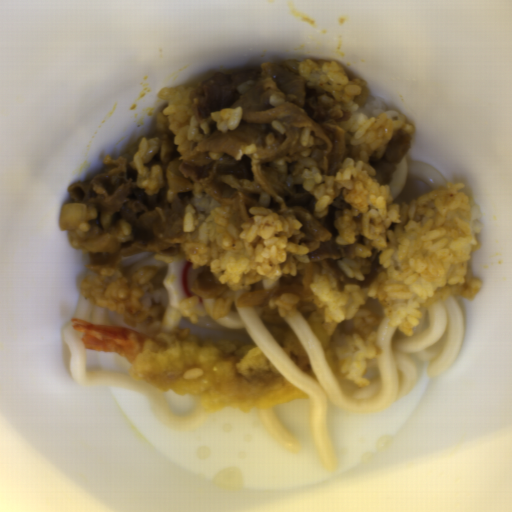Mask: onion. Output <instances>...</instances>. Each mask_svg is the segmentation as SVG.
<instances>
[{
    "mask_svg": "<svg viewBox=\"0 0 512 512\" xmlns=\"http://www.w3.org/2000/svg\"><path fill=\"white\" fill-rule=\"evenodd\" d=\"M269 293L266 291H253L244 292L236 299L235 305L237 307H259L264 306Z\"/></svg>",
    "mask_w": 512,
    "mask_h": 512,
    "instance_id": "3",
    "label": "onion"
},
{
    "mask_svg": "<svg viewBox=\"0 0 512 512\" xmlns=\"http://www.w3.org/2000/svg\"><path fill=\"white\" fill-rule=\"evenodd\" d=\"M87 214L88 208L86 203H63L59 218L60 231L78 228L87 219Z\"/></svg>",
    "mask_w": 512,
    "mask_h": 512,
    "instance_id": "2",
    "label": "onion"
},
{
    "mask_svg": "<svg viewBox=\"0 0 512 512\" xmlns=\"http://www.w3.org/2000/svg\"><path fill=\"white\" fill-rule=\"evenodd\" d=\"M313 276H314V264L311 261L310 263H308L306 270L304 272L303 278H302V282H303L302 293L308 294L309 287L311 285Z\"/></svg>",
    "mask_w": 512,
    "mask_h": 512,
    "instance_id": "4",
    "label": "onion"
},
{
    "mask_svg": "<svg viewBox=\"0 0 512 512\" xmlns=\"http://www.w3.org/2000/svg\"><path fill=\"white\" fill-rule=\"evenodd\" d=\"M301 111L294 104H280L275 108L247 112L241 119L245 124H262L274 120L299 119Z\"/></svg>",
    "mask_w": 512,
    "mask_h": 512,
    "instance_id": "1",
    "label": "onion"
}]
</instances>
